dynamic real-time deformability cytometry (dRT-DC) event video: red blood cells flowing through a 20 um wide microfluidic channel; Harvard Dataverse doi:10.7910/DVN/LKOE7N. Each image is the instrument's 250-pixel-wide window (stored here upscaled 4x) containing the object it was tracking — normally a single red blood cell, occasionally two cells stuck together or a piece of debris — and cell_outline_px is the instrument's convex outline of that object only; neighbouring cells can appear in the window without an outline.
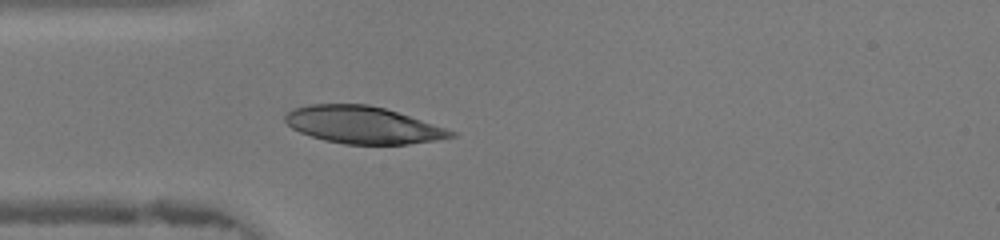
{"species": "human", "species_latin": "Homo sapiens", "temperature_condition": "warm", "stored_images_in_passage": 39, "camera_frame_rate_fps": 3000, "um_per_image_px": 0.085, "donor": {"sex": "female"}, "frame": {"image": 1, "passage_image": 6, "time_ms": 1.667, "image_size_px": [1000, 240], "cell_outline_px": [[456, 136], [436, 140], [408, 144], [344, 144], [324, 140], [300, 132], [292, 128], [284, 120], [284, 116], [288, 112], [296, 108], [312, 104], [368, 104], [384, 108], [456, 132]], "centroid_in_image_um": [30.81, 10.62], "position_along_channel_um": 54.2, "area_um2": 35.37}}
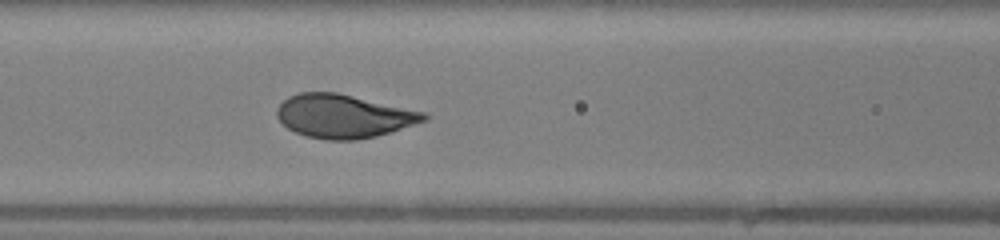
{"frame": {"image": 2, "passage_image": 12, "time_ms": 3.667, "image_size_px": [1000, 240], "cell_outline_px": [[428, 120], [392, 132], [376, 136], [356, 140], [328, 140], [304, 136], [288, 128], [276, 116], [276, 108], [288, 96], [300, 92], [336, 92], [428, 112]], "centroid_in_image_um": [29.24, 9.87], "position_along_channel_um": 137.4, "area_um2": 37.57}}
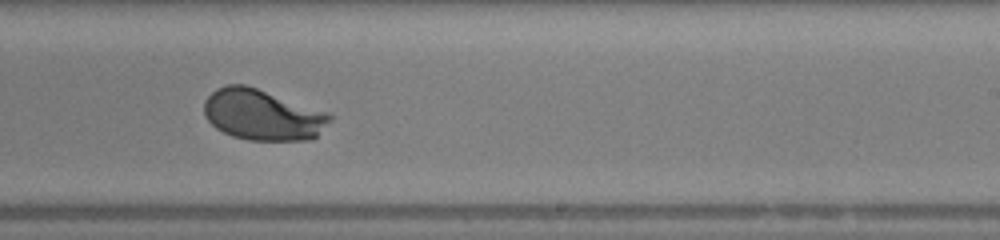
{"frame": {"image": 3, "passage_image": 21, "time_ms": 6.667, "image_size_px": [1000, 240], "cell_outline_px": [[332, 120], [312, 140], [248, 140], [232, 136], [216, 128], [204, 116], [204, 100], [216, 88], [228, 84], [244, 84], [256, 88], [324, 112], [332, 116]], "centroid_in_image_um": [22.26, 9.77], "position_along_channel_um": 266.7, "area_um2": 36.82}, "authors_computed_cell_mechanics": {"area_um2": 37.0498, "velocity_mm_per_s": 4.3204, "shape_relaxation_time_tau1_ms": 1.9168, "shape_relaxation_time_tau2_ms": null, "deformation_change_tau1": 0.1449, "deformation_change_tau2": null}}